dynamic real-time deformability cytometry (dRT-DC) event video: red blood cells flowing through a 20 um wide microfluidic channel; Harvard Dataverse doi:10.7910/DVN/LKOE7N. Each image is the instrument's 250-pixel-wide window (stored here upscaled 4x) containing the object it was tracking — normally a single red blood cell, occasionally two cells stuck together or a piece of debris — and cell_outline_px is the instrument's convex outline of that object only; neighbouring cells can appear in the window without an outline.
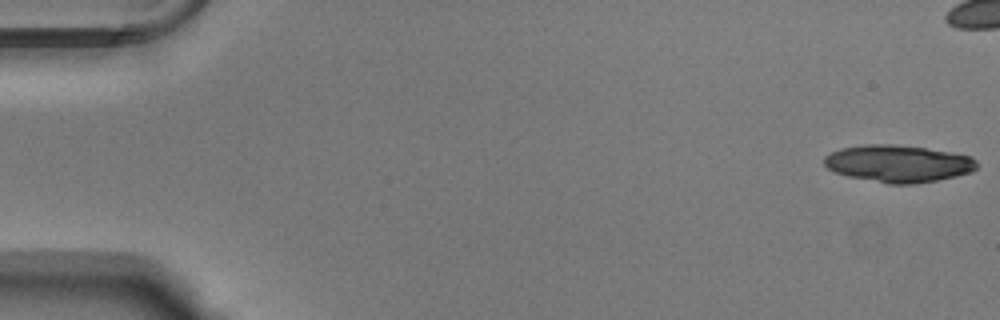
{"species": "Egyptian fruit bat (a non-hibernating species)", "species_latin": "Rousettus aegyptiacus", "temperature_condition": "warm", "stored_images_in_passage": 55, "camera_frame_rate_fps": 3000, "um_per_image_px": 0.085, "animal": {"sex": "male"}, "frame": {"image": 1, "passage_image": 1, "time_ms": 0.0, "image_size_px": [1000, 320], "cell_outline_px": [[976, 168], [972, 172], [956, 176], [916, 184], [888, 184], [848, 176], [836, 172], [828, 168], [824, 164], [824, 156], [840, 148], [864, 144], [892, 144], [924, 148], [952, 152], [972, 156], [976, 160]], "centroid_in_image_um": [76.35, 13.9], "position_along_channel_um": 8.6, "area_um2": 33.06}, "authors_computed_cell_mechanics": {"area_um2": 18.6116, "velocity_mm_per_s": 3.7823, "shape_relaxation_time_tau1_ms": 2.6191, "shape_relaxation_time_tau2_ms": null, "deformation_change_tau1": 0.1716, "deformation_change_tau2": null}}